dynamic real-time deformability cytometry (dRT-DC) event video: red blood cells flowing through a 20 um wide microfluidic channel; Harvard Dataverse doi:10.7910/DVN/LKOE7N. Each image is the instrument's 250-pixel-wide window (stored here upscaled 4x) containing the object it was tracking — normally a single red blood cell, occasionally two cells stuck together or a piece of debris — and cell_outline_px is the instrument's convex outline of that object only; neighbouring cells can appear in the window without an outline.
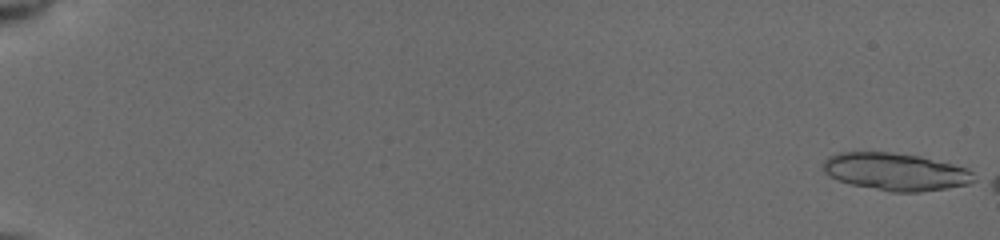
{"species": "common noctule bat (a hibernating species)", "species_latin": "Nyctalus noctula", "temperature_condition": "cold", "stored_images_in_passage": 13, "camera_frame_rate_fps": 3000, "um_per_image_px": 0.085, "animal": {"sex": "female", "body_mass_g": 19.5, "forearm_length_mm": 54.1}, "frame": {"image": 1, "passage_image": 1, "time_ms": 0.0, "image_size_px": [1000, 240], "cell_outline_px": [[976, 180], [968, 184], [948, 188], [920, 192], [892, 192], [852, 184], [840, 180], [824, 172], [824, 160], [828, 156], [836, 152], [888, 152], [920, 156], [968, 168], [972, 172]], "centroid_in_image_um": [76.15, 14.59], "position_along_channel_um": 8.8, "area_um2": 32.77}}